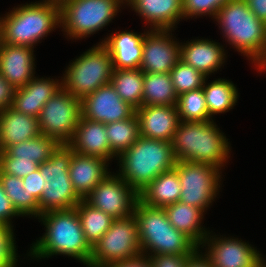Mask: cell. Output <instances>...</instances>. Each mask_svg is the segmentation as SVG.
Returning <instances> with one entry per match:
<instances>
[{
    "label": "cell",
    "mask_w": 266,
    "mask_h": 267,
    "mask_svg": "<svg viewBox=\"0 0 266 267\" xmlns=\"http://www.w3.org/2000/svg\"><path fill=\"white\" fill-rule=\"evenodd\" d=\"M143 34L131 31L115 32L101 43L111 54L113 69L139 68L143 53Z\"/></svg>",
    "instance_id": "obj_22"
},
{
    "label": "cell",
    "mask_w": 266,
    "mask_h": 267,
    "mask_svg": "<svg viewBox=\"0 0 266 267\" xmlns=\"http://www.w3.org/2000/svg\"><path fill=\"white\" fill-rule=\"evenodd\" d=\"M225 39L255 62L266 46V23L249 9L246 0H229L214 17Z\"/></svg>",
    "instance_id": "obj_6"
},
{
    "label": "cell",
    "mask_w": 266,
    "mask_h": 267,
    "mask_svg": "<svg viewBox=\"0 0 266 267\" xmlns=\"http://www.w3.org/2000/svg\"><path fill=\"white\" fill-rule=\"evenodd\" d=\"M70 64L61 81L62 88L80 100L111 83L113 61L102 43L88 49Z\"/></svg>",
    "instance_id": "obj_8"
},
{
    "label": "cell",
    "mask_w": 266,
    "mask_h": 267,
    "mask_svg": "<svg viewBox=\"0 0 266 267\" xmlns=\"http://www.w3.org/2000/svg\"><path fill=\"white\" fill-rule=\"evenodd\" d=\"M140 136L171 142L180 123L177 106H141L135 109Z\"/></svg>",
    "instance_id": "obj_17"
},
{
    "label": "cell",
    "mask_w": 266,
    "mask_h": 267,
    "mask_svg": "<svg viewBox=\"0 0 266 267\" xmlns=\"http://www.w3.org/2000/svg\"><path fill=\"white\" fill-rule=\"evenodd\" d=\"M177 100L169 73L144 72L142 106H174Z\"/></svg>",
    "instance_id": "obj_28"
},
{
    "label": "cell",
    "mask_w": 266,
    "mask_h": 267,
    "mask_svg": "<svg viewBox=\"0 0 266 267\" xmlns=\"http://www.w3.org/2000/svg\"><path fill=\"white\" fill-rule=\"evenodd\" d=\"M258 267H266L265 260Z\"/></svg>",
    "instance_id": "obj_49"
},
{
    "label": "cell",
    "mask_w": 266,
    "mask_h": 267,
    "mask_svg": "<svg viewBox=\"0 0 266 267\" xmlns=\"http://www.w3.org/2000/svg\"><path fill=\"white\" fill-rule=\"evenodd\" d=\"M81 112L83 118L107 124L131 118L135 108L123 101L111 84H107L81 100Z\"/></svg>",
    "instance_id": "obj_15"
},
{
    "label": "cell",
    "mask_w": 266,
    "mask_h": 267,
    "mask_svg": "<svg viewBox=\"0 0 266 267\" xmlns=\"http://www.w3.org/2000/svg\"><path fill=\"white\" fill-rule=\"evenodd\" d=\"M74 152L100 157L110 161L115 155L110 151L106 126L81 116L71 141L67 144Z\"/></svg>",
    "instance_id": "obj_19"
},
{
    "label": "cell",
    "mask_w": 266,
    "mask_h": 267,
    "mask_svg": "<svg viewBox=\"0 0 266 267\" xmlns=\"http://www.w3.org/2000/svg\"><path fill=\"white\" fill-rule=\"evenodd\" d=\"M0 182L12 206L20 216L31 215V217H39V203L24 190L22 178L0 174Z\"/></svg>",
    "instance_id": "obj_34"
},
{
    "label": "cell",
    "mask_w": 266,
    "mask_h": 267,
    "mask_svg": "<svg viewBox=\"0 0 266 267\" xmlns=\"http://www.w3.org/2000/svg\"><path fill=\"white\" fill-rule=\"evenodd\" d=\"M172 30H151L143 37L142 61L146 73H170L180 60L181 45L170 36Z\"/></svg>",
    "instance_id": "obj_14"
},
{
    "label": "cell",
    "mask_w": 266,
    "mask_h": 267,
    "mask_svg": "<svg viewBox=\"0 0 266 267\" xmlns=\"http://www.w3.org/2000/svg\"><path fill=\"white\" fill-rule=\"evenodd\" d=\"M16 88L0 74V110L12 106Z\"/></svg>",
    "instance_id": "obj_43"
},
{
    "label": "cell",
    "mask_w": 266,
    "mask_h": 267,
    "mask_svg": "<svg viewBox=\"0 0 266 267\" xmlns=\"http://www.w3.org/2000/svg\"><path fill=\"white\" fill-rule=\"evenodd\" d=\"M176 106L180 121L204 122L212 120L206 105L203 88L180 94Z\"/></svg>",
    "instance_id": "obj_35"
},
{
    "label": "cell",
    "mask_w": 266,
    "mask_h": 267,
    "mask_svg": "<svg viewBox=\"0 0 266 267\" xmlns=\"http://www.w3.org/2000/svg\"><path fill=\"white\" fill-rule=\"evenodd\" d=\"M59 145L55 139L39 134L32 139L8 146L4 151H0V156L31 159V162L40 165L50 159Z\"/></svg>",
    "instance_id": "obj_29"
},
{
    "label": "cell",
    "mask_w": 266,
    "mask_h": 267,
    "mask_svg": "<svg viewBox=\"0 0 266 267\" xmlns=\"http://www.w3.org/2000/svg\"><path fill=\"white\" fill-rule=\"evenodd\" d=\"M12 226L0 224V267H16V243Z\"/></svg>",
    "instance_id": "obj_37"
},
{
    "label": "cell",
    "mask_w": 266,
    "mask_h": 267,
    "mask_svg": "<svg viewBox=\"0 0 266 267\" xmlns=\"http://www.w3.org/2000/svg\"><path fill=\"white\" fill-rule=\"evenodd\" d=\"M22 180L24 190L39 201L42 196V176L40 175V170L38 169L30 173L22 178Z\"/></svg>",
    "instance_id": "obj_41"
},
{
    "label": "cell",
    "mask_w": 266,
    "mask_h": 267,
    "mask_svg": "<svg viewBox=\"0 0 266 267\" xmlns=\"http://www.w3.org/2000/svg\"><path fill=\"white\" fill-rule=\"evenodd\" d=\"M46 1H50V2H55V3L61 4L65 0H46Z\"/></svg>",
    "instance_id": "obj_48"
},
{
    "label": "cell",
    "mask_w": 266,
    "mask_h": 267,
    "mask_svg": "<svg viewBox=\"0 0 266 267\" xmlns=\"http://www.w3.org/2000/svg\"><path fill=\"white\" fill-rule=\"evenodd\" d=\"M118 173L138 194L160 174L172 170L176 164L172 144L140 136L119 156Z\"/></svg>",
    "instance_id": "obj_3"
},
{
    "label": "cell",
    "mask_w": 266,
    "mask_h": 267,
    "mask_svg": "<svg viewBox=\"0 0 266 267\" xmlns=\"http://www.w3.org/2000/svg\"><path fill=\"white\" fill-rule=\"evenodd\" d=\"M110 151L118 158L140 137L136 114L129 119L105 124ZM118 155V156H117Z\"/></svg>",
    "instance_id": "obj_33"
},
{
    "label": "cell",
    "mask_w": 266,
    "mask_h": 267,
    "mask_svg": "<svg viewBox=\"0 0 266 267\" xmlns=\"http://www.w3.org/2000/svg\"><path fill=\"white\" fill-rule=\"evenodd\" d=\"M20 216L11 204L10 199L5 194L3 186L0 182V224L11 225V218Z\"/></svg>",
    "instance_id": "obj_42"
},
{
    "label": "cell",
    "mask_w": 266,
    "mask_h": 267,
    "mask_svg": "<svg viewBox=\"0 0 266 267\" xmlns=\"http://www.w3.org/2000/svg\"><path fill=\"white\" fill-rule=\"evenodd\" d=\"M184 44H181L180 60L206 77L217 71L225 62L223 46L213 40L195 39Z\"/></svg>",
    "instance_id": "obj_23"
},
{
    "label": "cell",
    "mask_w": 266,
    "mask_h": 267,
    "mask_svg": "<svg viewBox=\"0 0 266 267\" xmlns=\"http://www.w3.org/2000/svg\"><path fill=\"white\" fill-rule=\"evenodd\" d=\"M73 153L67 144H60L50 159L39 165L42 176V196L38 201L39 216L51 210L73 209L82 200L69 177V164Z\"/></svg>",
    "instance_id": "obj_7"
},
{
    "label": "cell",
    "mask_w": 266,
    "mask_h": 267,
    "mask_svg": "<svg viewBox=\"0 0 266 267\" xmlns=\"http://www.w3.org/2000/svg\"><path fill=\"white\" fill-rule=\"evenodd\" d=\"M81 222L85 239L93 247L111 227L112 218L107 213L91 206L84 199L75 207Z\"/></svg>",
    "instance_id": "obj_31"
},
{
    "label": "cell",
    "mask_w": 266,
    "mask_h": 267,
    "mask_svg": "<svg viewBox=\"0 0 266 267\" xmlns=\"http://www.w3.org/2000/svg\"><path fill=\"white\" fill-rule=\"evenodd\" d=\"M130 7L151 23L152 30H173L183 18L182 0H129Z\"/></svg>",
    "instance_id": "obj_24"
},
{
    "label": "cell",
    "mask_w": 266,
    "mask_h": 267,
    "mask_svg": "<svg viewBox=\"0 0 266 267\" xmlns=\"http://www.w3.org/2000/svg\"><path fill=\"white\" fill-rule=\"evenodd\" d=\"M169 74L178 96L185 92L202 88L207 78L192 66L185 64L182 60L176 63Z\"/></svg>",
    "instance_id": "obj_36"
},
{
    "label": "cell",
    "mask_w": 266,
    "mask_h": 267,
    "mask_svg": "<svg viewBox=\"0 0 266 267\" xmlns=\"http://www.w3.org/2000/svg\"><path fill=\"white\" fill-rule=\"evenodd\" d=\"M82 116L81 100L60 89L43 106L38 117L40 134L68 144Z\"/></svg>",
    "instance_id": "obj_11"
},
{
    "label": "cell",
    "mask_w": 266,
    "mask_h": 267,
    "mask_svg": "<svg viewBox=\"0 0 266 267\" xmlns=\"http://www.w3.org/2000/svg\"><path fill=\"white\" fill-rule=\"evenodd\" d=\"M33 48L0 42V74L15 88L34 78Z\"/></svg>",
    "instance_id": "obj_18"
},
{
    "label": "cell",
    "mask_w": 266,
    "mask_h": 267,
    "mask_svg": "<svg viewBox=\"0 0 266 267\" xmlns=\"http://www.w3.org/2000/svg\"><path fill=\"white\" fill-rule=\"evenodd\" d=\"M212 237V238H211ZM205 243V245H204ZM208 244L205 255L213 267H258L264 258L249 243L233 238L213 237L204 239L203 246Z\"/></svg>",
    "instance_id": "obj_16"
},
{
    "label": "cell",
    "mask_w": 266,
    "mask_h": 267,
    "mask_svg": "<svg viewBox=\"0 0 266 267\" xmlns=\"http://www.w3.org/2000/svg\"><path fill=\"white\" fill-rule=\"evenodd\" d=\"M249 9L266 23V0H246Z\"/></svg>",
    "instance_id": "obj_46"
},
{
    "label": "cell",
    "mask_w": 266,
    "mask_h": 267,
    "mask_svg": "<svg viewBox=\"0 0 266 267\" xmlns=\"http://www.w3.org/2000/svg\"><path fill=\"white\" fill-rule=\"evenodd\" d=\"M140 255L142 250L135 216L114 219L111 227L92 247L89 267H105Z\"/></svg>",
    "instance_id": "obj_10"
},
{
    "label": "cell",
    "mask_w": 266,
    "mask_h": 267,
    "mask_svg": "<svg viewBox=\"0 0 266 267\" xmlns=\"http://www.w3.org/2000/svg\"><path fill=\"white\" fill-rule=\"evenodd\" d=\"M40 134L38 118L14 110H0V151Z\"/></svg>",
    "instance_id": "obj_25"
},
{
    "label": "cell",
    "mask_w": 266,
    "mask_h": 267,
    "mask_svg": "<svg viewBox=\"0 0 266 267\" xmlns=\"http://www.w3.org/2000/svg\"><path fill=\"white\" fill-rule=\"evenodd\" d=\"M133 215L138 225L142 255H147L149 250L151 255H192L200 249L170 224L163 208L151 207L138 200Z\"/></svg>",
    "instance_id": "obj_5"
},
{
    "label": "cell",
    "mask_w": 266,
    "mask_h": 267,
    "mask_svg": "<svg viewBox=\"0 0 266 267\" xmlns=\"http://www.w3.org/2000/svg\"><path fill=\"white\" fill-rule=\"evenodd\" d=\"M214 121H180L171 144L176 161H192L215 166H224L229 157L228 139L220 132Z\"/></svg>",
    "instance_id": "obj_2"
},
{
    "label": "cell",
    "mask_w": 266,
    "mask_h": 267,
    "mask_svg": "<svg viewBox=\"0 0 266 267\" xmlns=\"http://www.w3.org/2000/svg\"><path fill=\"white\" fill-rule=\"evenodd\" d=\"M108 160L73 153L69 164V177L76 193L86 196L110 173L107 171Z\"/></svg>",
    "instance_id": "obj_20"
},
{
    "label": "cell",
    "mask_w": 266,
    "mask_h": 267,
    "mask_svg": "<svg viewBox=\"0 0 266 267\" xmlns=\"http://www.w3.org/2000/svg\"><path fill=\"white\" fill-rule=\"evenodd\" d=\"M168 221L178 231L188 236L198 247L203 244L204 239L210 235L201 226L203 210L181 201L163 207Z\"/></svg>",
    "instance_id": "obj_26"
},
{
    "label": "cell",
    "mask_w": 266,
    "mask_h": 267,
    "mask_svg": "<svg viewBox=\"0 0 266 267\" xmlns=\"http://www.w3.org/2000/svg\"><path fill=\"white\" fill-rule=\"evenodd\" d=\"M181 190L178 173L173 168L160 174L140 192L139 200L145 205L163 208L179 201Z\"/></svg>",
    "instance_id": "obj_27"
},
{
    "label": "cell",
    "mask_w": 266,
    "mask_h": 267,
    "mask_svg": "<svg viewBox=\"0 0 266 267\" xmlns=\"http://www.w3.org/2000/svg\"><path fill=\"white\" fill-rule=\"evenodd\" d=\"M174 169L182 188L179 201L205 212L219 192L220 169L192 161H176Z\"/></svg>",
    "instance_id": "obj_12"
},
{
    "label": "cell",
    "mask_w": 266,
    "mask_h": 267,
    "mask_svg": "<svg viewBox=\"0 0 266 267\" xmlns=\"http://www.w3.org/2000/svg\"><path fill=\"white\" fill-rule=\"evenodd\" d=\"M39 169V164L31 159H18L12 156H0V174L24 178Z\"/></svg>",
    "instance_id": "obj_39"
},
{
    "label": "cell",
    "mask_w": 266,
    "mask_h": 267,
    "mask_svg": "<svg viewBox=\"0 0 266 267\" xmlns=\"http://www.w3.org/2000/svg\"><path fill=\"white\" fill-rule=\"evenodd\" d=\"M197 249L186 261L185 267H213L210 259L200 254Z\"/></svg>",
    "instance_id": "obj_45"
},
{
    "label": "cell",
    "mask_w": 266,
    "mask_h": 267,
    "mask_svg": "<svg viewBox=\"0 0 266 267\" xmlns=\"http://www.w3.org/2000/svg\"><path fill=\"white\" fill-rule=\"evenodd\" d=\"M42 1L20 5L0 17V42L34 48L37 42L61 25L60 4Z\"/></svg>",
    "instance_id": "obj_4"
},
{
    "label": "cell",
    "mask_w": 266,
    "mask_h": 267,
    "mask_svg": "<svg viewBox=\"0 0 266 267\" xmlns=\"http://www.w3.org/2000/svg\"><path fill=\"white\" fill-rule=\"evenodd\" d=\"M124 3L122 0H65L60 4V26L70 38L87 37L108 25Z\"/></svg>",
    "instance_id": "obj_9"
},
{
    "label": "cell",
    "mask_w": 266,
    "mask_h": 267,
    "mask_svg": "<svg viewBox=\"0 0 266 267\" xmlns=\"http://www.w3.org/2000/svg\"><path fill=\"white\" fill-rule=\"evenodd\" d=\"M205 82L206 79L202 88L210 117L233 108L238 99V90L232 81L217 79L208 85H205Z\"/></svg>",
    "instance_id": "obj_32"
},
{
    "label": "cell",
    "mask_w": 266,
    "mask_h": 267,
    "mask_svg": "<svg viewBox=\"0 0 266 267\" xmlns=\"http://www.w3.org/2000/svg\"><path fill=\"white\" fill-rule=\"evenodd\" d=\"M114 219L133 215L139 194L118 174H109L84 199Z\"/></svg>",
    "instance_id": "obj_13"
},
{
    "label": "cell",
    "mask_w": 266,
    "mask_h": 267,
    "mask_svg": "<svg viewBox=\"0 0 266 267\" xmlns=\"http://www.w3.org/2000/svg\"><path fill=\"white\" fill-rule=\"evenodd\" d=\"M256 63V64H255ZM259 71L266 70V46L261 54V56L254 62Z\"/></svg>",
    "instance_id": "obj_47"
},
{
    "label": "cell",
    "mask_w": 266,
    "mask_h": 267,
    "mask_svg": "<svg viewBox=\"0 0 266 267\" xmlns=\"http://www.w3.org/2000/svg\"><path fill=\"white\" fill-rule=\"evenodd\" d=\"M191 255H168V254H148L151 267H185V263Z\"/></svg>",
    "instance_id": "obj_40"
},
{
    "label": "cell",
    "mask_w": 266,
    "mask_h": 267,
    "mask_svg": "<svg viewBox=\"0 0 266 267\" xmlns=\"http://www.w3.org/2000/svg\"><path fill=\"white\" fill-rule=\"evenodd\" d=\"M144 72L136 69H113L111 85L123 101L137 109L142 106Z\"/></svg>",
    "instance_id": "obj_30"
},
{
    "label": "cell",
    "mask_w": 266,
    "mask_h": 267,
    "mask_svg": "<svg viewBox=\"0 0 266 267\" xmlns=\"http://www.w3.org/2000/svg\"><path fill=\"white\" fill-rule=\"evenodd\" d=\"M229 0H182L183 18L196 15H210L214 18L217 11Z\"/></svg>",
    "instance_id": "obj_38"
},
{
    "label": "cell",
    "mask_w": 266,
    "mask_h": 267,
    "mask_svg": "<svg viewBox=\"0 0 266 267\" xmlns=\"http://www.w3.org/2000/svg\"><path fill=\"white\" fill-rule=\"evenodd\" d=\"M38 219L46 227V233L32 245V257L41 259L62 254L80 260L89 267L92 247L85 239L76 208L51 210L42 213Z\"/></svg>",
    "instance_id": "obj_1"
},
{
    "label": "cell",
    "mask_w": 266,
    "mask_h": 267,
    "mask_svg": "<svg viewBox=\"0 0 266 267\" xmlns=\"http://www.w3.org/2000/svg\"><path fill=\"white\" fill-rule=\"evenodd\" d=\"M62 88V82L34 77L25 86L16 88L12 108L39 117L46 102Z\"/></svg>",
    "instance_id": "obj_21"
},
{
    "label": "cell",
    "mask_w": 266,
    "mask_h": 267,
    "mask_svg": "<svg viewBox=\"0 0 266 267\" xmlns=\"http://www.w3.org/2000/svg\"><path fill=\"white\" fill-rule=\"evenodd\" d=\"M105 267H151L148 256L140 255L136 258L108 264Z\"/></svg>",
    "instance_id": "obj_44"
}]
</instances>
